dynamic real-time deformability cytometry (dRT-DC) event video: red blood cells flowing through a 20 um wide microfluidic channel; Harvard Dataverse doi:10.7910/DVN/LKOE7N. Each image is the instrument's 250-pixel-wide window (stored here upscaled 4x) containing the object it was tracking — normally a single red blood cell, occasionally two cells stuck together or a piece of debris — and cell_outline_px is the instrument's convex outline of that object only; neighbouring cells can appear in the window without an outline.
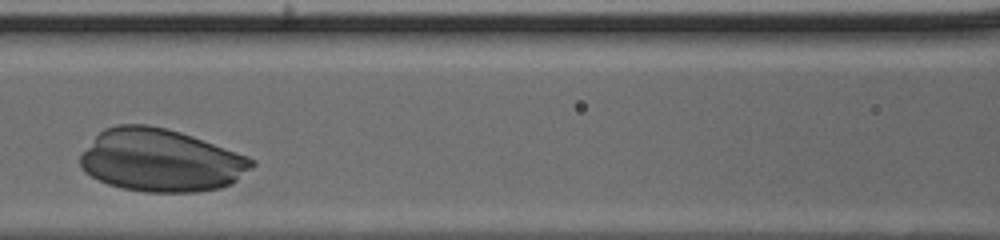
{"species": "human", "species_latin": "Homo sapiens", "temperature_condition": "cold", "stored_images_in_passage": 23, "camera_frame_rate_fps": 3000, "um_per_image_px": 0.085, "donor": {"sex": "male"}, "frame": {"image": 1, "passage_image": 7, "time_ms": 2.0, "image_size_px": [1000, 240], "cell_outline_px": [[256, 164], [252, 168], [232, 184], [220, 188], [196, 192], [148, 192], [124, 188], [108, 184], [84, 172], [80, 168], [80, 156], [96, 136], [104, 128], [116, 124], [148, 124], [168, 128], [192, 136], [248, 156], [256, 160]], "centroid_in_image_um": [13.69, 13.63], "position_along_channel_um": 152.9, "area_um2": 62.71}}
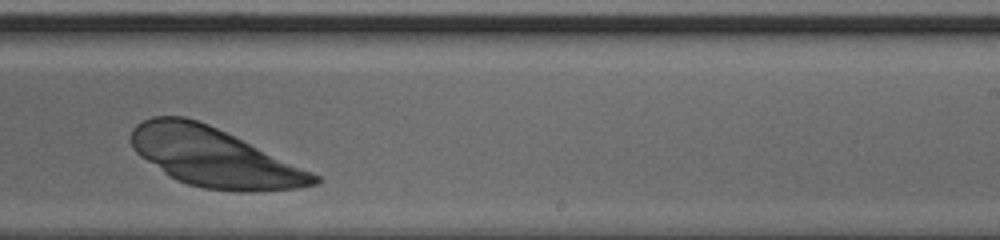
{"frame": {"image": 2, "passage_image": 15, "time_ms": 4.667, "image_size_px": [1000, 240], "cell_outline_px": [[320, 180], [316, 184], [300, 188], [256, 192], [240, 192], [204, 188], [188, 184], [176, 180], [140, 156], [132, 148], [132, 128], [136, 124], [152, 116], [184, 116], [208, 124], [312, 172], [320, 176]], "centroid_in_image_um": [18.18, 13.38], "position_along_channel_um": 270.8, "area_um2": 62.14}}
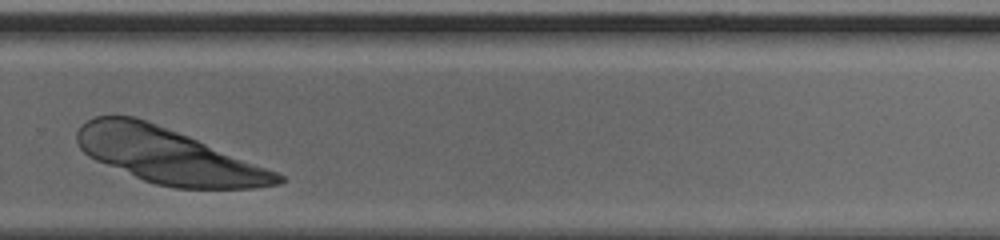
{"frame": {"image": 3, "passage_image": 18, "time_ms": 5.667, "image_size_px": [1000, 240], "cell_outline_px": [[284, 180], [280, 184], [256, 188], [176, 188], [156, 184], [144, 180], [96, 160], [88, 156], [80, 148], [76, 140], [76, 132], [80, 124], [96, 116], [132, 116], [156, 124], [188, 136], [276, 172], [284, 176]], "centroid_in_image_um": [14.25, 13.25], "position_along_channel_um": 315.6, "area_um2": 63.29}}